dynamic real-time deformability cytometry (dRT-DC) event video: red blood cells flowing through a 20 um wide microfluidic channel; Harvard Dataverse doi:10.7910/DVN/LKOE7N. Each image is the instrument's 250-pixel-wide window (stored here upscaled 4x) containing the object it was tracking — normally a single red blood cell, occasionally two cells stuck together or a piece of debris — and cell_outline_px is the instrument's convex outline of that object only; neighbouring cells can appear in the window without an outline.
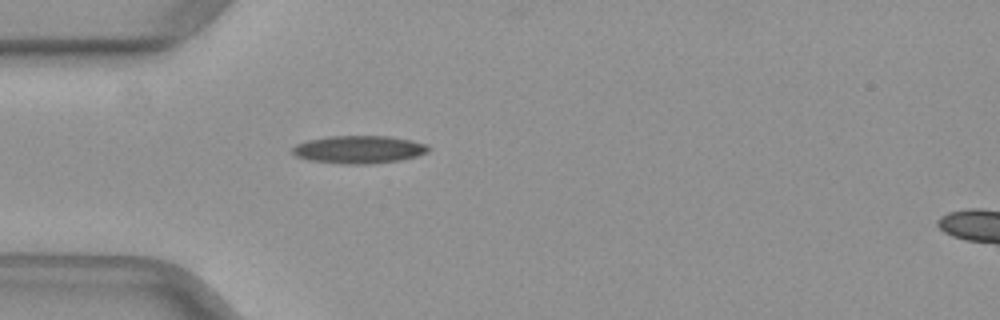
{"species": "common noctule bat (a hibernating species)", "species_latin": "Nyctalus noctula", "temperature_condition": "warm", "stored_images_in_passage": 21, "camera_frame_rate_fps": 3000, "um_per_image_px": 0.085, "animal": {"sex": "female", "body_mass_g": 29.2, "forearm_length_mm": 56.3}, "frame": {"image": 1, "passage_image": 1, "time_ms": 0.0, "image_size_px": [1000, 320], "cell_outline_px": [[432, 148], [428, 152], [416, 156], [400, 160], [368, 164], [340, 164], [308, 160], [296, 156], [292, 152], [292, 148], [296, 144], [308, 140], [328, 136], [392, 136], [412, 140], [428, 144]], "centroid_in_image_um": [30.53, 12.7], "position_along_channel_um": 54.5, "area_um2": 22.25}}